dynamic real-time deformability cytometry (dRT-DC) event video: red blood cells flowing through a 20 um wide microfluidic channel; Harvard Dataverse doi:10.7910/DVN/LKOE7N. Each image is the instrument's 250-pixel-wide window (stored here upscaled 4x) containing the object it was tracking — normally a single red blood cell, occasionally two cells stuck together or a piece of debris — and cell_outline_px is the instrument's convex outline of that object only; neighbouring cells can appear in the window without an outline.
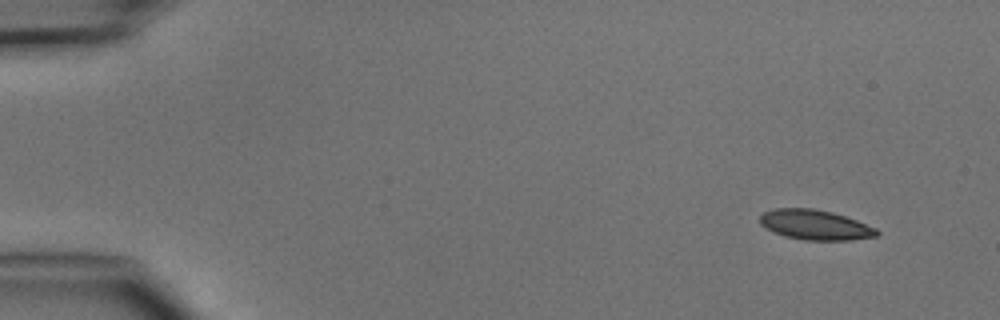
{"species": "common noctule bat (a hibernating species)", "species_latin": "Nyctalus noctula", "temperature_condition": "cold", "stored_images_in_passage": 3, "camera_frame_rate_fps": 3000, "um_per_image_px": 0.085, "animal": {"sex": "male", "body_mass_g": 15.6}, "frame": {"image": 1, "passage_image": 1, "time_ms": 0.0, "image_size_px": [1000, 320], "cell_outline_px": [[880, 236], [852, 240], [804, 240], [784, 236], [760, 224], [760, 216], [764, 212], [776, 208], [812, 208], [832, 212], [856, 220], [876, 228], [880, 232]], "centroid_in_image_um": [69.33, 19.12], "position_along_channel_um": 15.7, "area_um2": 20.35}}
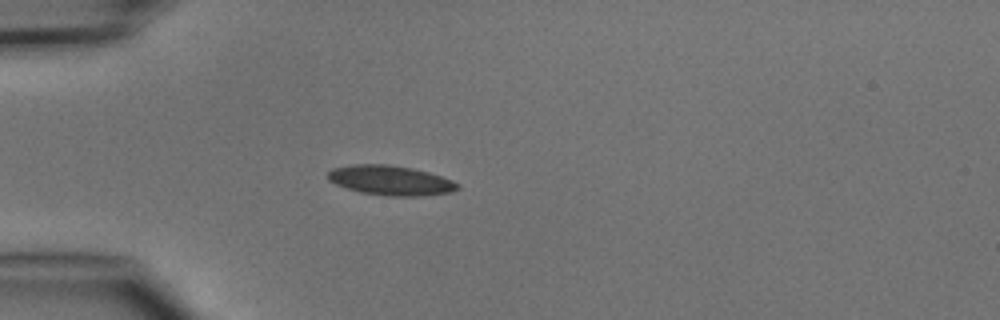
{"frame": {"image": 2, "passage_image": 3, "time_ms": 3.333, "image_size_px": [1000, 320], "cell_outline_px": [[460, 188], [452, 192], [424, 196], [388, 196], [360, 192], [336, 184], [328, 180], [328, 172], [332, 168], [352, 164], [388, 164], [412, 168], [428, 172], [452, 180], [460, 184]], "centroid_in_image_um": [33.22, 15.33], "position_along_channel_um": 51.8, "area_um2": 22.54}}